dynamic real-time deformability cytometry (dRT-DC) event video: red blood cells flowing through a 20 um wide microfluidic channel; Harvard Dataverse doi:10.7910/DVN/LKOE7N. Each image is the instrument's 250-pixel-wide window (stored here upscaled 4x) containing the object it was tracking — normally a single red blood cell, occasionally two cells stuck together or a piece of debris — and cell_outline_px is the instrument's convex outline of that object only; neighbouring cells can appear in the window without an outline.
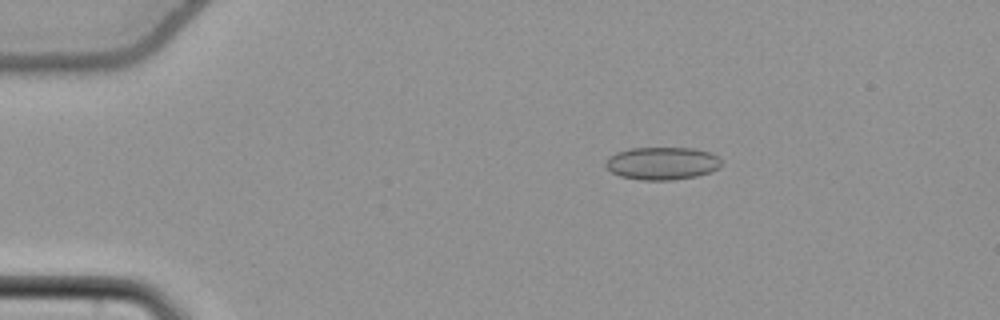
{"species": "common noctule bat (a hibernating species)", "species_latin": "Nyctalus noctula", "temperature_condition": "cold", "stored_images_in_passage": 56, "camera_frame_rate_fps": 3000, "um_per_image_px": 0.085, "animal": {"sex": "female", "body_mass_g": 22.7, "forearm_length_mm": 54.2}, "frame": {"image": 1, "passage_image": 11, "time_ms": 3.333, "image_size_px": [1000, 320], "cell_outline_px": [[724, 164], [720, 168], [712, 172], [696, 176], [672, 180], [640, 180], [620, 176], [612, 172], [604, 164], [616, 152], [632, 148], [692, 148], [712, 152]], "centroid_in_image_um": [56.34, 13.89], "position_along_channel_um": 28.7, "area_um2": 22.14}}
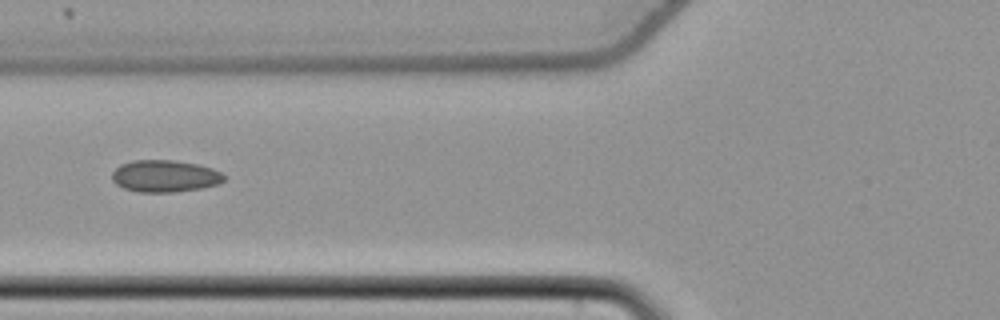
{"frame": {"image": 2, "passage_image": 23, "time_ms": 7.333, "image_size_px": [1000, 320], "cell_outline_px": [[224, 180], [220, 184], [200, 188], [172, 192], [140, 192], [124, 188], [116, 184], [112, 180], [112, 172], [120, 164], [132, 160], [172, 160], [196, 164], [212, 168], [220, 172], [224, 176]], "centroid_in_image_um": [13.99, 14.96], "position_along_channel_um": 111.8, "area_um2": 20.81}}
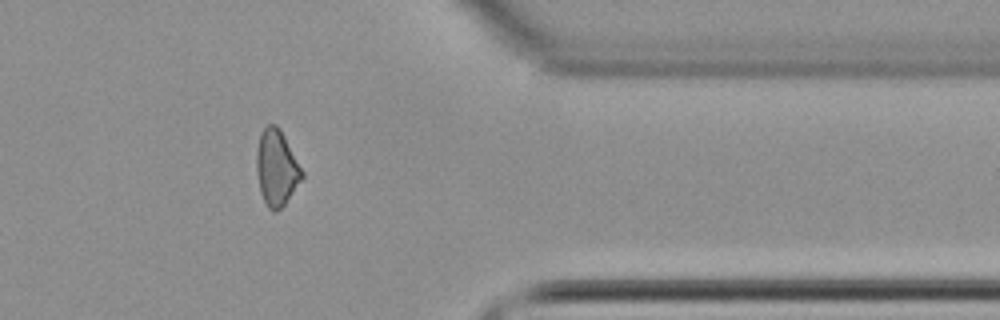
{"frame": {"image": 3, "passage_image": 46, "time_ms": 15.0, "image_size_px": [1000, 320], "cell_outline_px": [[304, 176], [284, 204], [276, 212], [272, 212], [268, 208], [260, 192], [256, 172], [256, 152], [260, 132], [268, 124], [276, 124], [280, 128], [304, 172]], "centroid_in_image_um": [23.49, 14.25], "position_along_channel_um": 387.9, "area_um2": 20.17}, "authors_computed_cell_mechanics": {"area_um2": 20.4612, "velocity_mm_per_s": 3.7912, "shape_relaxation_time_tau1_ms": null, "shape_relaxation_time_tau2_ms": 2.2247, "deformation_change_tau1": null, "deformation_change_tau2": 0.0929}}